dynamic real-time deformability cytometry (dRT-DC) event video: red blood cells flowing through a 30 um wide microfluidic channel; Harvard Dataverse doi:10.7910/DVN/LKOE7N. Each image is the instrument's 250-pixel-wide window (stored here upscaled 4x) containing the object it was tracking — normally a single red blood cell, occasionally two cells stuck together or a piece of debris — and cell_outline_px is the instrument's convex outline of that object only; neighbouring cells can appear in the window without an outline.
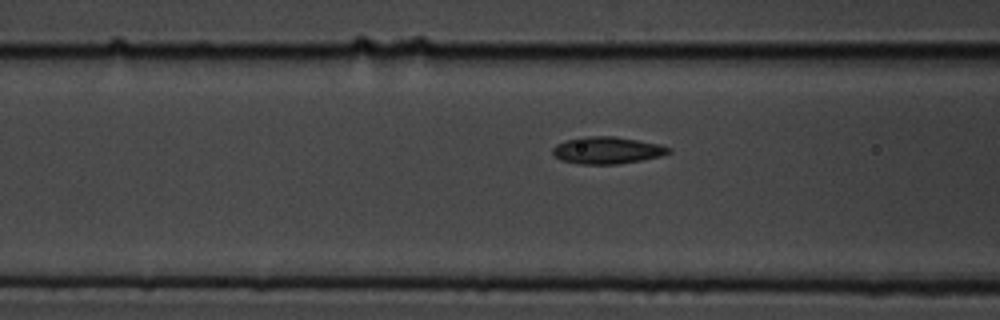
{"species": "common noctule bat (a hibernating species)", "species_latin": "Nyctalus noctula", "temperature_condition": "cold", "stored_images_in_passage": 7, "camera_frame_rate_fps": 3000, "um_per_image_px": 0.085, "animal": {"sex": "male", "body_mass_g": 19.5, "forearm_length_mm": 54.6}, "frame": {"image": 1, "passage_image": 5, "time_ms": 1.333, "image_size_px": [1000, 320], "cell_outline_px": [[672, 152], [660, 156], [640, 160], [616, 164], [580, 164], [560, 160], [552, 156], [552, 148], [556, 144], [564, 140], [584, 136], [616, 136], [660, 144], [672, 148]], "centroid_in_image_um": [51.57, 12.76], "position_along_channel_um": 115.0, "area_um2": 18.5}}